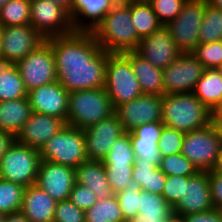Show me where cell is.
Instances as JSON below:
<instances>
[{"label": "cell", "instance_id": "6da1fadb", "mask_svg": "<svg viewBox=\"0 0 222 222\" xmlns=\"http://www.w3.org/2000/svg\"><path fill=\"white\" fill-rule=\"evenodd\" d=\"M52 47L57 81L68 91L104 87L109 52L91 31H74L46 39Z\"/></svg>", "mask_w": 222, "mask_h": 222}, {"label": "cell", "instance_id": "7a4b0ae2", "mask_svg": "<svg viewBox=\"0 0 222 222\" xmlns=\"http://www.w3.org/2000/svg\"><path fill=\"white\" fill-rule=\"evenodd\" d=\"M91 32L109 53L134 51L141 41L132 24L130 4L114 5Z\"/></svg>", "mask_w": 222, "mask_h": 222}, {"label": "cell", "instance_id": "3957f363", "mask_svg": "<svg viewBox=\"0 0 222 222\" xmlns=\"http://www.w3.org/2000/svg\"><path fill=\"white\" fill-rule=\"evenodd\" d=\"M211 116L193 92L163 95L162 123L169 128L191 132L211 124Z\"/></svg>", "mask_w": 222, "mask_h": 222}, {"label": "cell", "instance_id": "277c9868", "mask_svg": "<svg viewBox=\"0 0 222 222\" xmlns=\"http://www.w3.org/2000/svg\"><path fill=\"white\" fill-rule=\"evenodd\" d=\"M114 113L104 87L69 92L67 125L84 130Z\"/></svg>", "mask_w": 222, "mask_h": 222}, {"label": "cell", "instance_id": "5b68a950", "mask_svg": "<svg viewBox=\"0 0 222 222\" xmlns=\"http://www.w3.org/2000/svg\"><path fill=\"white\" fill-rule=\"evenodd\" d=\"M104 88L114 109L143 94L130 60L123 53L108 55Z\"/></svg>", "mask_w": 222, "mask_h": 222}, {"label": "cell", "instance_id": "8992f818", "mask_svg": "<svg viewBox=\"0 0 222 222\" xmlns=\"http://www.w3.org/2000/svg\"><path fill=\"white\" fill-rule=\"evenodd\" d=\"M41 160L72 168L88 160L83 130L65 125L39 150Z\"/></svg>", "mask_w": 222, "mask_h": 222}, {"label": "cell", "instance_id": "52a82bcc", "mask_svg": "<svg viewBox=\"0 0 222 222\" xmlns=\"http://www.w3.org/2000/svg\"><path fill=\"white\" fill-rule=\"evenodd\" d=\"M41 157L39 150L15 141L0 162V178L25 188L36 183Z\"/></svg>", "mask_w": 222, "mask_h": 222}, {"label": "cell", "instance_id": "ba28073f", "mask_svg": "<svg viewBox=\"0 0 222 222\" xmlns=\"http://www.w3.org/2000/svg\"><path fill=\"white\" fill-rule=\"evenodd\" d=\"M208 3V0H187L178 16L166 26L181 53L193 52L199 44V31Z\"/></svg>", "mask_w": 222, "mask_h": 222}, {"label": "cell", "instance_id": "9c48e42d", "mask_svg": "<svg viewBox=\"0 0 222 222\" xmlns=\"http://www.w3.org/2000/svg\"><path fill=\"white\" fill-rule=\"evenodd\" d=\"M221 142L215 128L209 124L201 129L186 132L181 154H183L198 171H212L216 165Z\"/></svg>", "mask_w": 222, "mask_h": 222}, {"label": "cell", "instance_id": "30bf717a", "mask_svg": "<svg viewBox=\"0 0 222 222\" xmlns=\"http://www.w3.org/2000/svg\"><path fill=\"white\" fill-rule=\"evenodd\" d=\"M16 66L28 92L57 80L54 54L46 39Z\"/></svg>", "mask_w": 222, "mask_h": 222}, {"label": "cell", "instance_id": "8fae6325", "mask_svg": "<svg viewBox=\"0 0 222 222\" xmlns=\"http://www.w3.org/2000/svg\"><path fill=\"white\" fill-rule=\"evenodd\" d=\"M204 70V65L192 52L180 53L163 69L164 95L193 92Z\"/></svg>", "mask_w": 222, "mask_h": 222}, {"label": "cell", "instance_id": "7c38bea8", "mask_svg": "<svg viewBox=\"0 0 222 222\" xmlns=\"http://www.w3.org/2000/svg\"><path fill=\"white\" fill-rule=\"evenodd\" d=\"M30 25L45 39L73 33L70 15L47 0H30Z\"/></svg>", "mask_w": 222, "mask_h": 222}, {"label": "cell", "instance_id": "4fadbf2b", "mask_svg": "<svg viewBox=\"0 0 222 222\" xmlns=\"http://www.w3.org/2000/svg\"><path fill=\"white\" fill-rule=\"evenodd\" d=\"M162 98L154 94H142L134 100L115 109V114L122 123L124 132L153 122H162Z\"/></svg>", "mask_w": 222, "mask_h": 222}, {"label": "cell", "instance_id": "5bb4252c", "mask_svg": "<svg viewBox=\"0 0 222 222\" xmlns=\"http://www.w3.org/2000/svg\"><path fill=\"white\" fill-rule=\"evenodd\" d=\"M45 38L30 24L7 26L2 34V62L17 64Z\"/></svg>", "mask_w": 222, "mask_h": 222}, {"label": "cell", "instance_id": "9a60e30c", "mask_svg": "<svg viewBox=\"0 0 222 222\" xmlns=\"http://www.w3.org/2000/svg\"><path fill=\"white\" fill-rule=\"evenodd\" d=\"M209 172L198 171L184 181L183 196L173 207L174 215L184 216L213 209Z\"/></svg>", "mask_w": 222, "mask_h": 222}, {"label": "cell", "instance_id": "2e32d148", "mask_svg": "<svg viewBox=\"0 0 222 222\" xmlns=\"http://www.w3.org/2000/svg\"><path fill=\"white\" fill-rule=\"evenodd\" d=\"M88 160L103 161L114 142L123 135L124 129L114 113L83 130Z\"/></svg>", "mask_w": 222, "mask_h": 222}, {"label": "cell", "instance_id": "e0dca14e", "mask_svg": "<svg viewBox=\"0 0 222 222\" xmlns=\"http://www.w3.org/2000/svg\"><path fill=\"white\" fill-rule=\"evenodd\" d=\"M35 184L54 200H67L75 184V169L51 161L41 160Z\"/></svg>", "mask_w": 222, "mask_h": 222}, {"label": "cell", "instance_id": "ac0fdd59", "mask_svg": "<svg viewBox=\"0 0 222 222\" xmlns=\"http://www.w3.org/2000/svg\"><path fill=\"white\" fill-rule=\"evenodd\" d=\"M69 92L59 81L42 85L28 92L32 112L46 114L67 123Z\"/></svg>", "mask_w": 222, "mask_h": 222}, {"label": "cell", "instance_id": "d6986e66", "mask_svg": "<svg viewBox=\"0 0 222 222\" xmlns=\"http://www.w3.org/2000/svg\"><path fill=\"white\" fill-rule=\"evenodd\" d=\"M135 51L162 70L175 61L181 53L166 26H162L151 35L143 37Z\"/></svg>", "mask_w": 222, "mask_h": 222}, {"label": "cell", "instance_id": "ffe728a7", "mask_svg": "<svg viewBox=\"0 0 222 222\" xmlns=\"http://www.w3.org/2000/svg\"><path fill=\"white\" fill-rule=\"evenodd\" d=\"M62 119L32 112L22 130L16 137L20 144L40 150L43 145L64 128Z\"/></svg>", "mask_w": 222, "mask_h": 222}, {"label": "cell", "instance_id": "44dd1931", "mask_svg": "<svg viewBox=\"0 0 222 222\" xmlns=\"http://www.w3.org/2000/svg\"><path fill=\"white\" fill-rule=\"evenodd\" d=\"M162 122L141 125L130 132V140L136 158L153 162L159 166L161 155L158 150V140L164 128Z\"/></svg>", "mask_w": 222, "mask_h": 222}, {"label": "cell", "instance_id": "7402d4cb", "mask_svg": "<svg viewBox=\"0 0 222 222\" xmlns=\"http://www.w3.org/2000/svg\"><path fill=\"white\" fill-rule=\"evenodd\" d=\"M57 201L36 184L25 188L20 212L30 222H53Z\"/></svg>", "mask_w": 222, "mask_h": 222}, {"label": "cell", "instance_id": "603a6c76", "mask_svg": "<svg viewBox=\"0 0 222 222\" xmlns=\"http://www.w3.org/2000/svg\"><path fill=\"white\" fill-rule=\"evenodd\" d=\"M115 4L111 0H72L75 31H92Z\"/></svg>", "mask_w": 222, "mask_h": 222}, {"label": "cell", "instance_id": "cb8c5ba5", "mask_svg": "<svg viewBox=\"0 0 222 222\" xmlns=\"http://www.w3.org/2000/svg\"><path fill=\"white\" fill-rule=\"evenodd\" d=\"M75 182L86 186L98 200L107 199L115 194L107 181L106 169L102 161L82 162L75 168Z\"/></svg>", "mask_w": 222, "mask_h": 222}, {"label": "cell", "instance_id": "d4e9b609", "mask_svg": "<svg viewBox=\"0 0 222 222\" xmlns=\"http://www.w3.org/2000/svg\"><path fill=\"white\" fill-rule=\"evenodd\" d=\"M123 54L130 60L143 94L164 95L163 70L155 67L135 50Z\"/></svg>", "mask_w": 222, "mask_h": 222}, {"label": "cell", "instance_id": "484cf974", "mask_svg": "<svg viewBox=\"0 0 222 222\" xmlns=\"http://www.w3.org/2000/svg\"><path fill=\"white\" fill-rule=\"evenodd\" d=\"M211 112L222 106V69H205L193 91Z\"/></svg>", "mask_w": 222, "mask_h": 222}, {"label": "cell", "instance_id": "4316f807", "mask_svg": "<svg viewBox=\"0 0 222 222\" xmlns=\"http://www.w3.org/2000/svg\"><path fill=\"white\" fill-rule=\"evenodd\" d=\"M31 113L28 97L0 102V129L17 137Z\"/></svg>", "mask_w": 222, "mask_h": 222}, {"label": "cell", "instance_id": "83f0119b", "mask_svg": "<svg viewBox=\"0 0 222 222\" xmlns=\"http://www.w3.org/2000/svg\"><path fill=\"white\" fill-rule=\"evenodd\" d=\"M25 88L16 64L0 62V102L26 98Z\"/></svg>", "mask_w": 222, "mask_h": 222}, {"label": "cell", "instance_id": "f1b7e54d", "mask_svg": "<svg viewBox=\"0 0 222 222\" xmlns=\"http://www.w3.org/2000/svg\"><path fill=\"white\" fill-rule=\"evenodd\" d=\"M130 14L132 24L141 39L163 26L147 0L130 3Z\"/></svg>", "mask_w": 222, "mask_h": 222}, {"label": "cell", "instance_id": "f546056e", "mask_svg": "<svg viewBox=\"0 0 222 222\" xmlns=\"http://www.w3.org/2000/svg\"><path fill=\"white\" fill-rule=\"evenodd\" d=\"M85 222H125L115 194L84 211Z\"/></svg>", "mask_w": 222, "mask_h": 222}, {"label": "cell", "instance_id": "4dcf8cb0", "mask_svg": "<svg viewBox=\"0 0 222 222\" xmlns=\"http://www.w3.org/2000/svg\"><path fill=\"white\" fill-rule=\"evenodd\" d=\"M3 27L30 24V0H8L0 8Z\"/></svg>", "mask_w": 222, "mask_h": 222}, {"label": "cell", "instance_id": "1f68e13d", "mask_svg": "<svg viewBox=\"0 0 222 222\" xmlns=\"http://www.w3.org/2000/svg\"><path fill=\"white\" fill-rule=\"evenodd\" d=\"M222 40V10L207 4L199 31V43Z\"/></svg>", "mask_w": 222, "mask_h": 222}, {"label": "cell", "instance_id": "d6a6232c", "mask_svg": "<svg viewBox=\"0 0 222 222\" xmlns=\"http://www.w3.org/2000/svg\"><path fill=\"white\" fill-rule=\"evenodd\" d=\"M25 187L0 178V213L20 212Z\"/></svg>", "mask_w": 222, "mask_h": 222}, {"label": "cell", "instance_id": "836d02e7", "mask_svg": "<svg viewBox=\"0 0 222 222\" xmlns=\"http://www.w3.org/2000/svg\"><path fill=\"white\" fill-rule=\"evenodd\" d=\"M135 159L130 132H125L114 142L102 162L104 165H134Z\"/></svg>", "mask_w": 222, "mask_h": 222}, {"label": "cell", "instance_id": "e575fe53", "mask_svg": "<svg viewBox=\"0 0 222 222\" xmlns=\"http://www.w3.org/2000/svg\"><path fill=\"white\" fill-rule=\"evenodd\" d=\"M166 176H193L197 168L181 153L164 156L158 166Z\"/></svg>", "mask_w": 222, "mask_h": 222}, {"label": "cell", "instance_id": "d590c367", "mask_svg": "<svg viewBox=\"0 0 222 222\" xmlns=\"http://www.w3.org/2000/svg\"><path fill=\"white\" fill-rule=\"evenodd\" d=\"M205 69H222V40L199 43L192 52Z\"/></svg>", "mask_w": 222, "mask_h": 222}, {"label": "cell", "instance_id": "8d00e7d4", "mask_svg": "<svg viewBox=\"0 0 222 222\" xmlns=\"http://www.w3.org/2000/svg\"><path fill=\"white\" fill-rule=\"evenodd\" d=\"M125 222H130L139 212L140 188L135 185L115 193Z\"/></svg>", "mask_w": 222, "mask_h": 222}, {"label": "cell", "instance_id": "74e56055", "mask_svg": "<svg viewBox=\"0 0 222 222\" xmlns=\"http://www.w3.org/2000/svg\"><path fill=\"white\" fill-rule=\"evenodd\" d=\"M106 176L114 193L132 186L133 165H105Z\"/></svg>", "mask_w": 222, "mask_h": 222}, {"label": "cell", "instance_id": "f35d334b", "mask_svg": "<svg viewBox=\"0 0 222 222\" xmlns=\"http://www.w3.org/2000/svg\"><path fill=\"white\" fill-rule=\"evenodd\" d=\"M163 26L171 23L181 12L187 0H147Z\"/></svg>", "mask_w": 222, "mask_h": 222}, {"label": "cell", "instance_id": "ab89813d", "mask_svg": "<svg viewBox=\"0 0 222 222\" xmlns=\"http://www.w3.org/2000/svg\"><path fill=\"white\" fill-rule=\"evenodd\" d=\"M184 136L183 131L164 126L158 140L161 157L181 153Z\"/></svg>", "mask_w": 222, "mask_h": 222}, {"label": "cell", "instance_id": "60d3db41", "mask_svg": "<svg viewBox=\"0 0 222 222\" xmlns=\"http://www.w3.org/2000/svg\"><path fill=\"white\" fill-rule=\"evenodd\" d=\"M138 213H174L173 207L168 204L162 195L150 193L140 189Z\"/></svg>", "mask_w": 222, "mask_h": 222}, {"label": "cell", "instance_id": "b9f144b4", "mask_svg": "<svg viewBox=\"0 0 222 222\" xmlns=\"http://www.w3.org/2000/svg\"><path fill=\"white\" fill-rule=\"evenodd\" d=\"M53 222H85L84 211L70 199L57 201Z\"/></svg>", "mask_w": 222, "mask_h": 222}, {"label": "cell", "instance_id": "7bdbcfd3", "mask_svg": "<svg viewBox=\"0 0 222 222\" xmlns=\"http://www.w3.org/2000/svg\"><path fill=\"white\" fill-rule=\"evenodd\" d=\"M190 176H166V183L162 191L164 200L174 207L183 196L184 181Z\"/></svg>", "mask_w": 222, "mask_h": 222}, {"label": "cell", "instance_id": "ee69618b", "mask_svg": "<svg viewBox=\"0 0 222 222\" xmlns=\"http://www.w3.org/2000/svg\"><path fill=\"white\" fill-rule=\"evenodd\" d=\"M69 199L83 211L88 210L98 201L93 192L89 191L86 186L80 185L76 182L70 192Z\"/></svg>", "mask_w": 222, "mask_h": 222}, {"label": "cell", "instance_id": "f6af8a7d", "mask_svg": "<svg viewBox=\"0 0 222 222\" xmlns=\"http://www.w3.org/2000/svg\"><path fill=\"white\" fill-rule=\"evenodd\" d=\"M153 162H145V160L136 158L132 170V183L140 188L147 186V177L157 168Z\"/></svg>", "mask_w": 222, "mask_h": 222}, {"label": "cell", "instance_id": "bcb514c9", "mask_svg": "<svg viewBox=\"0 0 222 222\" xmlns=\"http://www.w3.org/2000/svg\"><path fill=\"white\" fill-rule=\"evenodd\" d=\"M211 200L215 209H222V173L209 171Z\"/></svg>", "mask_w": 222, "mask_h": 222}, {"label": "cell", "instance_id": "7dc6e473", "mask_svg": "<svg viewBox=\"0 0 222 222\" xmlns=\"http://www.w3.org/2000/svg\"><path fill=\"white\" fill-rule=\"evenodd\" d=\"M166 183V175L157 167L148 177L147 186H141L140 189L150 193L162 195L164 184Z\"/></svg>", "mask_w": 222, "mask_h": 222}, {"label": "cell", "instance_id": "c3c4849f", "mask_svg": "<svg viewBox=\"0 0 222 222\" xmlns=\"http://www.w3.org/2000/svg\"><path fill=\"white\" fill-rule=\"evenodd\" d=\"M183 222H222L219 209H211L205 212L181 216Z\"/></svg>", "mask_w": 222, "mask_h": 222}, {"label": "cell", "instance_id": "681fc988", "mask_svg": "<svg viewBox=\"0 0 222 222\" xmlns=\"http://www.w3.org/2000/svg\"><path fill=\"white\" fill-rule=\"evenodd\" d=\"M174 213H137L130 222H168Z\"/></svg>", "mask_w": 222, "mask_h": 222}, {"label": "cell", "instance_id": "f907efd6", "mask_svg": "<svg viewBox=\"0 0 222 222\" xmlns=\"http://www.w3.org/2000/svg\"><path fill=\"white\" fill-rule=\"evenodd\" d=\"M15 141L16 137L14 135L0 129V162Z\"/></svg>", "mask_w": 222, "mask_h": 222}, {"label": "cell", "instance_id": "816d5d0a", "mask_svg": "<svg viewBox=\"0 0 222 222\" xmlns=\"http://www.w3.org/2000/svg\"><path fill=\"white\" fill-rule=\"evenodd\" d=\"M211 124L215 128L222 145V115L218 111L212 112Z\"/></svg>", "mask_w": 222, "mask_h": 222}, {"label": "cell", "instance_id": "f5cc1de1", "mask_svg": "<svg viewBox=\"0 0 222 222\" xmlns=\"http://www.w3.org/2000/svg\"><path fill=\"white\" fill-rule=\"evenodd\" d=\"M5 222H30L22 212L11 213L4 215Z\"/></svg>", "mask_w": 222, "mask_h": 222}, {"label": "cell", "instance_id": "db71d44e", "mask_svg": "<svg viewBox=\"0 0 222 222\" xmlns=\"http://www.w3.org/2000/svg\"><path fill=\"white\" fill-rule=\"evenodd\" d=\"M47 1H51L55 5L62 7L71 17L72 0H47Z\"/></svg>", "mask_w": 222, "mask_h": 222}, {"label": "cell", "instance_id": "11a10c76", "mask_svg": "<svg viewBox=\"0 0 222 222\" xmlns=\"http://www.w3.org/2000/svg\"><path fill=\"white\" fill-rule=\"evenodd\" d=\"M213 171L222 173V145L218 154L216 165L213 168Z\"/></svg>", "mask_w": 222, "mask_h": 222}, {"label": "cell", "instance_id": "9f6ffc18", "mask_svg": "<svg viewBox=\"0 0 222 222\" xmlns=\"http://www.w3.org/2000/svg\"><path fill=\"white\" fill-rule=\"evenodd\" d=\"M213 7L222 10V0H208Z\"/></svg>", "mask_w": 222, "mask_h": 222}, {"label": "cell", "instance_id": "6f0895ef", "mask_svg": "<svg viewBox=\"0 0 222 222\" xmlns=\"http://www.w3.org/2000/svg\"><path fill=\"white\" fill-rule=\"evenodd\" d=\"M115 5L118 4H130L132 2L138 1V0H111Z\"/></svg>", "mask_w": 222, "mask_h": 222}, {"label": "cell", "instance_id": "680465c9", "mask_svg": "<svg viewBox=\"0 0 222 222\" xmlns=\"http://www.w3.org/2000/svg\"><path fill=\"white\" fill-rule=\"evenodd\" d=\"M3 25L0 23V62H2V34H3Z\"/></svg>", "mask_w": 222, "mask_h": 222}, {"label": "cell", "instance_id": "91938a15", "mask_svg": "<svg viewBox=\"0 0 222 222\" xmlns=\"http://www.w3.org/2000/svg\"><path fill=\"white\" fill-rule=\"evenodd\" d=\"M168 222H183L180 216L174 215Z\"/></svg>", "mask_w": 222, "mask_h": 222}, {"label": "cell", "instance_id": "94428289", "mask_svg": "<svg viewBox=\"0 0 222 222\" xmlns=\"http://www.w3.org/2000/svg\"><path fill=\"white\" fill-rule=\"evenodd\" d=\"M8 0H0V8L7 2Z\"/></svg>", "mask_w": 222, "mask_h": 222}, {"label": "cell", "instance_id": "6125c7cd", "mask_svg": "<svg viewBox=\"0 0 222 222\" xmlns=\"http://www.w3.org/2000/svg\"><path fill=\"white\" fill-rule=\"evenodd\" d=\"M4 219V215L0 213V222H2Z\"/></svg>", "mask_w": 222, "mask_h": 222}, {"label": "cell", "instance_id": "be15d7a7", "mask_svg": "<svg viewBox=\"0 0 222 222\" xmlns=\"http://www.w3.org/2000/svg\"><path fill=\"white\" fill-rule=\"evenodd\" d=\"M217 111L222 115V106Z\"/></svg>", "mask_w": 222, "mask_h": 222}]
</instances>
